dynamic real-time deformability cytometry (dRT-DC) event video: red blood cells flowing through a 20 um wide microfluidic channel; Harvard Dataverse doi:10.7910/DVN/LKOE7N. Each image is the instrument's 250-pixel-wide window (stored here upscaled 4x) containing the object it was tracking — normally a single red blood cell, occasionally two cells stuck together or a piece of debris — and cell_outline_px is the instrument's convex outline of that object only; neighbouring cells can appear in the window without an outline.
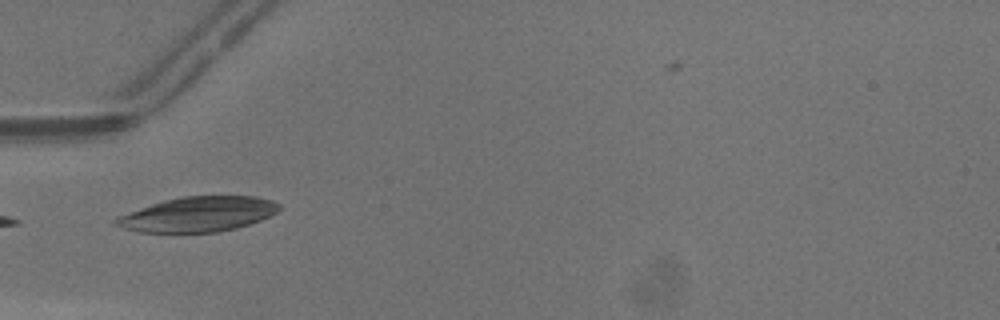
{"species": "common noctule bat (a hibernating species)", "species_latin": "Nyctalus noctula", "temperature_condition": "warm", "stored_images_in_passage": 11, "camera_frame_rate_fps": 3000, "um_per_image_px": 0.085, "animal": {"sex": "male", "body_mass_g": 13.3}, "frame": {"image": 1, "passage_image": 1, "time_ms": 0.0, "image_size_px": [1000, 320], "cell_outline_px": [[280, 208], [276, 212], [260, 220], [236, 228], [216, 232], [140, 232], [124, 228], [112, 224], [112, 220], [116, 216], [164, 200], [180, 196], [256, 196], [272, 200], [280, 204]], "centroid_in_image_um": [16.8, 18.2], "position_along_channel_um": 68.2, "area_um2": 33.18}}
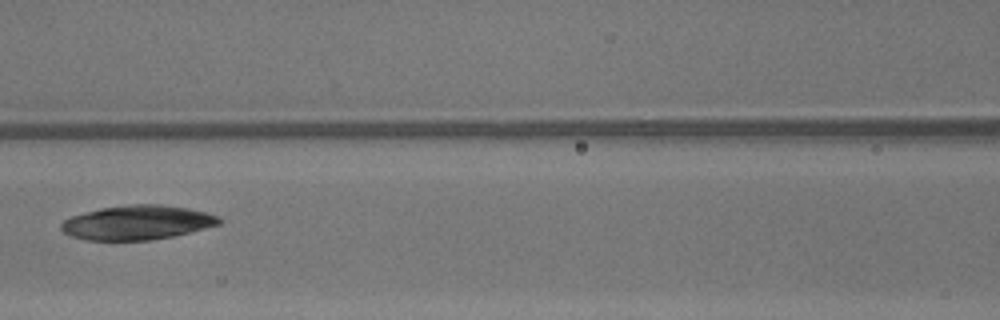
{"frame": {"image": 2, "passage_image": 7, "time_ms": 2.0, "image_size_px": [1000, 320], "cell_outline_px": [[220, 224], [172, 236], [152, 240], [88, 240], [72, 236], [64, 232], [60, 228], [60, 224], [64, 220], [72, 216], [100, 208], [132, 204], [160, 204], [188, 208], [208, 212], [220, 216]], "centroid_in_image_um": [11.67, 18.91], "position_along_channel_um": 154.9, "area_um2": 31.44}}